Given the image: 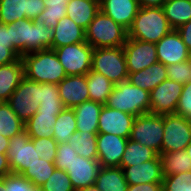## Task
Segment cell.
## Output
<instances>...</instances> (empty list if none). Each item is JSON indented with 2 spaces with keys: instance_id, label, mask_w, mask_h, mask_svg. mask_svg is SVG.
Segmentation results:
<instances>
[{
  "instance_id": "39",
  "label": "cell",
  "mask_w": 191,
  "mask_h": 191,
  "mask_svg": "<svg viewBox=\"0 0 191 191\" xmlns=\"http://www.w3.org/2000/svg\"><path fill=\"white\" fill-rule=\"evenodd\" d=\"M21 56L10 41L7 24L0 22V65L13 63Z\"/></svg>"
},
{
  "instance_id": "49",
  "label": "cell",
  "mask_w": 191,
  "mask_h": 191,
  "mask_svg": "<svg viewBox=\"0 0 191 191\" xmlns=\"http://www.w3.org/2000/svg\"><path fill=\"white\" fill-rule=\"evenodd\" d=\"M9 174H12V171L9 166L7 155L2 154V150H0V177H5Z\"/></svg>"
},
{
  "instance_id": "36",
  "label": "cell",
  "mask_w": 191,
  "mask_h": 191,
  "mask_svg": "<svg viewBox=\"0 0 191 191\" xmlns=\"http://www.w3.org/2000/svg\"><path fill=\"white\" fill-rule=\"evenodd\" d=\"M40 105L37 113H60L65 107L56 84L41 83Z\"/></svg>"
},
{
  "instance_id": "1",
  "label": "cell",
  "mask_w": 191,
  "mask_h": 191,
  "mask_svg": "<svg viewBox=\"0 0 191 191\" xmlns=\"http://www.w3.org/2000/svg\"><path fill=\"white\" fill-rule=\"evenodd\" d=\"M10 41L21 54L34 51L52 49L53 28H46L37 19H19L8 23Z\"/></svg>"
},
{
  "instance_id": "37",
  "label": "cell",
  "mask_w": 191,
  "mask_h": 191,
  "mask_svg": "<svg viewBox=\"0 0 191 191\" xmlns=\"http://www.w3.org/2000/svg\"><path fill=\"white\" fill-rule=\"evenodd\" d=\"M45 9L37 20L43 22L46 28H54L60 19L66 17V7L70 0H43Z\"/></svg>"
},
{
  "instance_id": "47",
  "label": "cell",
  "mask_w": 191,
  "mask_h": 191,
  "mask_svg": "<svg viewBox=\"0 0 191 191\" xmlns=\"http://www.w3.org/2000/svg\"><path fill=\"white\" fill-rule=\"evenodd\" d=\"M176 30L180 34L182 41L191 52V20L188 23L181 25Z\"/></svg>"
},
{
  "instance_id": "55",
  "label": "cell",
  "mask_w": 191,
  "mask_h": 191,
  "mask_svg": "<svg viewBox=\"0 0 191 191\" xmlns=\"http://www.w3.org/2000/svg\"><path fill=\"white\" fill-rule=\"evenodd\" d=\"M89 1H92L96 4H98L99 6L101 5V3L103 2V0H89Z\"/></svg>"
},
{
  "instance_id": "10",
  "label": "cell",
  "mask_w": 191,
  "mask_h": 191,
  "mask_svg": "<svg viewBox=\"0 0 191 191\" xmlns=\"http://www.w3.org/2000/svg\"><path fill=\"white\" fill-rule=\"evenodd\" d=\"M163 128L161 153L185 150L191 142V120L177 114H164Z\"/></svg>"
},
{
  "instance_id": "28",
  "label": "cell",
  "mask_w": 191,
  "mask_h": 191,
  "mask_svg": "<svg viewBox=\"0 0 191 191\" xmlns=\"http://www.w3.org/2000/svg\"><path fill=\"white\" fill-rule=\"evenodd\" d=\"M163 177L191 171V158L185 150L159 154Z\"/></svg>"
},
{
  "instance_id": "18",
  "label": "cell",
  "mask_w": 191,
  "mask_h": 191,
  "mask_svg": "<svg viewBox=\"0 0 191 191\" xmlns=\"http://www.w3.org/2000/svg\"><path fill=\"white\" fill-rule=\"evenodd\" d=\"M100 168L98 159H88L76 155L65 171L76 191L95 185Z\"/></svg>"
},
{
  "instance_id": "51",
  "label": "cell",
  "mask_w": 191,
  "mask_h": 191,
  "mask_svg": "<svg viewBox=\"0 0 191 191\" xmlns=\"http://www.w3.org/2000/svg\"><path fill=\"white\" fill-rule=\"evenodd\" d=\"M9 141H10L9 138H5L0 134V150H2V154H7Z\"/></svg>"
},
{
  "instance_id": "20",
  "label": "cell",
  "mask_w": 191,
  "mask_h": 191,
  "mask_svg": "<svg viewBox=\"0 0 191 191\" xmlns=\"http://www.w3.org/2000/svg\"><path fill=\"white\" fill-rule=\"evenodd\" d=\"M128 185L162 183L163 173L159 155L149 161L130 167H121Z\"/></svg>"
},
{
  "instance_id": "41",
  "label": "cell",
  "mask_w": 191,
  "mask_h": 191,
  "mask_svg": "<svg viewBox=\"0 0 191 191\" xmlns=\"http://www.w3.org/2000/svg\"><path fill=\"white\" fill-rule=\"evenodd\" d=\"M162 191H191V171L163 177Z\"/></svg>"
},
{
  "instance_id": "8",
  "label": "cell",
  "mask_w": 191,
  "mask_h": 191,
  "mask_svg": "<svg viewBox=\"0 0 191 191\" xmlns=\"http://www.w3.org/2000/svg\"><path fill=\"white\" fill-rule=\"evenodd\" d=\"M41 83L24 77L7 101L18 118L26 123L38 111Z\"/></svg>"
},
{
  "instance_id": "53",
  "label": "cell",
  "mask_w": 191,
  "mask_h": 191,
  "mask_svg": "<svg viewBox=\"0 0 191 191\" xmlns=\"http://www.w3.org/2000/svg\"><path fill=\"white\" fill-rule=\"evenodd\" d=\"M0 191H6V176L0 177Z\"/></svg>"
},
{
  "instance_id": "7",
  "label": "cell",
  "mask_w": 191,
  "mask_h": 191,
  "mask_svg": "<svg viewBox=\"0 0 191 191\" xmlns=\"http://www.w3.org/2000/svg\"><path fill=\"white\" fill-rule=\"evenodd\" d=\"M164 115L146 113L135 117L130 140L161 153L164 134Z\"/></svg>"
},
{
  "instance_id": "46",
  "label": "cell",
  "mask_w": 191,
  "mask_h": 191,
  "mask_svg": "<svg viewBox=\"0 0 191 191\" xmlns=\"http://www.w3.org/2000/svg\"><path fill=\"white\" fill-rule=\"evenodd\" d=\"M175 114L191 120V80L183 84Z\"/></svg>"
},
{
  "instance_id": "25",
  "label": "cell",
  "mask_w": 191,
  "mask_h": 191,
  "mask_svg": "<svg viewBox=\"0 0 191 191\" xmlns=\"http://www.w3.org/2000/svg\"><path fill=\"white\" fill-rule=\"evenodd\" d=\"M103 104L87 100L73 108L79 132H98V121Z\"/></svg>"
},
{
  "instance_id": "31",
  "label": "cell",
  "mask_w": 191,
  "mask_h": 191,
  "mask_svg": "<svg viewBox=\"0 0 191 191\" xmlns=\"http://www.w3.org/2000/svg\"><path fill=\"white\" fill-rule=\"evenodd\" d=\"M97 134L98 132H79L75 131L68 143L70 147L75 148L77 155L88 158L98 159L97 153Z\"/></svg>"
},
{
  "instance_id": "38",
  "label": "cell",
  "mask_w": 191,
  "mask_h": 191,
  "mask_svg": "<svg viewBox=\"0 0 191 191\" xmlns=\"http://www.w3.org/2000/svg\"><path fill=\"white\" fill-rule=\"evenodd\" d=\"M53 162L39 158V161L29 166L21 175L27 178L33 186L40 188L54 173L56 167Z\"/></svg>"
},
{
  "instance_id": "33",
  "label": "cell",
  "mask_w": 191,
  "mask_h": 191,
  "mask_svg": "<svg viewBox=\"0 0 191 191\" xmlns=\"http://www.w3.org/2000/svg\"><path fill=\"white\" fill-rule=\"evenodd\" d=\"M158 155L159 154L155 150L128 139L120 167L137 165L152 160Z\"/></svg>"
},
{
  "instance_id": "6",
  "label": "cell",
  "mask_w": 191,
  "mask_h": 191,
  "mask_svg": "<svg viewBox=\"0 0 191 191\" xmlns=\"http://www.w3.org/2000/svg\"><path fill=\"white\" fill-rule=\"evenodd\" d=\"M91 71L103 74L114 84L128 80L123 46L94 48Z\"/></svg>"
},
{
  "instance_id": "54",
  "label": "cell",
  "mask_w": 191,
  "mask_h": 191,
  "mask_svg": "<svg viewBox=\"0 0 191 191\" xmlns=\"http://www.w3.org/2000/svg\"><path fill=\"white\" fill-rule=\"evenodd\" d=\"M185 151L187 152L188 156L191 158V142L187 145Z\"/></svg>"
},
{
  "instance_id": "52",
  "label": "cell",
  "mask_w": 191,
  "mask_h": 191,
  "mask_svg": "<svg viewBox=\"0 0 191 191\" xmlns=\"http://www.w3.org/2000/svg\"><path fill=\"white\" fill-rule=\"evenodd\" d=\"M76 191H101L99 190L96 185H92V186H87L85 188H81V189H78Z\"/></svg>"
},
{
  "instance_id": "9",
  "label": "cell",
  "mask_w": 191,
  "mask_h": 191,
  "mask_svg": "<svg viewBox=\"0 0 191 191\" xmlns=\"http://www.w3.org/2000/svg\"><path fill=\"white\" fill-rule=\"evenodd\" d=\"M67 76L87 75L91 71L94 48L85 42L54 49Z\"/></svg>"
},
{
  "instance_id": "48",
  "label": "cell",
  "mask_w": 191,
  "mask_h": 191,
  "mask_svg": "<svg viewBox=\"0 0 191 191\" xmlns=\"http://www.w3.org/2000/svg\"><path fill=\"white\" fill-rule=\"evenodd\" d=\"M127 191H162V183L128 185Z\"/></svg>"
},
{
  "instance_id": "11",
  "label": "cell",
  "mask_w": 191,
  "mask_h": 191,
  "mask_svg": "<svg viewBox=\"0 0 191 191\" xmlns=\"http://www.w3.org/2000/svg\"><path fill=\"white\" fill-rule=\"evenodd\" d=\"M6 155L12 173L18 175H21L40 158L26 130L10 139Z\"/></svg>"
},
{
  "instance_id": "44",
  "label": "cell",
  "mask_w": 191,
  "mask_h": 191,
  "mask_svg": "<svg viewBox=\"0 0 191 191\" xmlns=\"http://www.w3.org/2000/svg\"><path fill=\"white\" fill-rule=\"evenodd\" d=\"M77 155L75 148L70 147L69 143H59L57 147V155L54 159L56 169L66 170L72 160Z\"/></svg>"
},
{
  "instance_id": "34",
  "label": "cell",
  "mask_w": 191,
  "mask_h": 191,
  "mask_svg": "<svg viewBox=\"0 0 191 191\" xmlns=\"http://www.w3.org/2000/svg\"><path fill=\"white\" fill-rule=\"evenodd\" d=\"M77 131L73 108H64L57 116L53 127V138L57 143H66L71 135Z\"/></svg>"
},
{
  "instance_id": "40",
  "label": "cell",
  "mask_w": 191,
  "mask_h": 191,
  "mask_svg": "<svg viewBox=\"0 0 191 191\" xmlns=\"http://www.w3.org/2000/svg\"><path fill=\"white\" fill-rule=\"evenodd\" d=\"M41 191H75L66 171L55 169L50 178L40 187Z\"/></svg>"
},
{
  "instance_id": "17",
  "label": "cell",
  "mask_w": 191,
  "mask_h": 191,
  "mask_svg": "<svg viewBox=\"0 0 191 191\" xmlns=\"http://www.w3.org/2000/svg\"><path fill=\"white\" fill-rule=\"evenodd\" d=\"M135 116L103 105L98 121V133L130 138Z\"/></svg>"
},
{
  "instance_id": "4",
  "label": "cell",
  "mask_w": 191,
  "mask_h": 191,
  "mask_svg": "<svg viewBox=\"0 0 191 191\" xmlns=\"http://www.w3.org/2000/svg\"><path fill=\"white\" fill-rule=\"evenodd\" d=\"M105 105L137 117L149 113L150 92L126 80L115 84Z\"/></svg>"
},
{
  "instance_id": "3",
  "label": "cell",
  "mask_w": 191,
  "mask_h": 191,
  "mask_svg": "<svg viewBox=\"0 0 191 191\" xmlns=\"http://www.w3.org/2000/svg\"><path fill=\"white\" fill-rule=\"evenodd\" d=\"M172 30L162 7H140L127 37L156 44Z\"/></svg>"
},
{
  "instance_id": "50",
  "label": "cell",
  "mask_w": 191,
  "mask_h": 191,
  "mask_svg": "<svg viewBox=\"0 0 191 191\" xmlns=\"http://www.w3.org/2000/svg\"><path fill=\"white\" fill-rule=\"evenodd\" d=\"M140 7H163L165 0H138Z\"/></svg>"
},
{
  "instance_id": "32",
  "label": "cell",
  "mask_w": 191,
  "mask_h": 191,
  "mask_svg": "<svg viewBox=\"0 0 191 191\" xmlns=\"http://www.w3.org/2000/svg\"><path fill=\"white\" fill-rule=\"evenodd\" d=\"M162 8L173 29H177L191 20V0L165 2Z\"/></svg>"
},
{
  "instance_id": "30",
  "label": "cell",
  "mask_w": 191,
  "mask_h": 191,
  "mask_svg": "<svg viewBox=\"0 0 191 191\" xmlns=\"http://www.w3.org/2000/svg\"><path fill=\"white\" fill-rule=\"evenodd\" d=\"M114 86L115 84L103 74L95 71H90L87 74V87L91 101L105 105Z\"/></svg>"
},
{
  "instance_id": "29",
  "label": "cell",
  "mask_w": 191,
  "mask_h": 191,
  "mask_svg": "<svg viewBox=\"0 0 191 191\" xmlns=\"http://www.w3.org/2000/svg\"><path fill=\"white\" fill-rule=\"evenodd\" d=\"M59 113H36L26 123L30 138H53V127Z\"/></svg>"
},
{
  "instance_id": "13",
  "label": "cell",
  "mask_w": 191,
  "mask_h": 191,
  "mask_svg": "<svg viewBox=\"0 0 191 191\" xmlns=\"http://www.w3.org/2000/svg\"><path fill=\"white\" fill-rule=\"evenodd\" d=\"M123 51L128 73L146 69L158 62L155 43L127 37Z\"/></svg>"
},
{
  "instance_id": "35",
  "label": "cell",
  "mask_w": 191,
  "mask_h": 191,
  "mask_svg": "<svg viewBox=\"0 0 191 191\" xmlns=\"http://www.w3.org/2000/svg\"><path fill=\"white\" fill-rule=\"evenodd\" d=\"M23 130H25V123L18 118L7 102H2L0 104V134L12 139Z\"/></svg>"
},
{
  "instance_id": "21",
  "label": "cell",
  "mask_w": 191,
  "mask_h": 191,
  "mask_svg": "<svg viewBox=\"0 0 191 191\" xmlns=\"http://www.w3.org/2000/svg\"><path fill=\"white\" fill-rule=\"evenodd\" d=\"M140 6L138 0H103L100 10L127 31L131 27Z\"/></svg>"
},
{
  "instance_id": "14",
  "label": "cell",
  "mask_w": 191,
  "mask_h": 191,
  "mask_svg": "<svg viewBox=\"0 0 191 191\" xmlns=\"http://www.w3.org/2000/svg\"><path fill=\"white\" fill-rule=\"evenodd\" d=\"M43 0H0V22L13 23L19 19H37L45 9Z\"/></svg>"
},
{
  "instance_id": "26",
  "label": "cell",
  "mask_w": 191,
  "mask_h": 191,
  "mask_svg": "<svg viewBox=\"0 0 191 191\" xmlns=\"http://www.w3.org/2000/svg\"><path fill=\"white\" fill-rule=\"evenodd\" d=\"M100 6L89 0H70L66 7V16L83 29H87Z\"/></svg>"
},
{
  "instance_id": "43",
  "label": "cell",
  "mask_w": 191,
  "mask_h": 191,
  "mask_svg": "<svg viewBox=\"0 0 191 191\" xmlns=\"http://www.w3.org/2000/svg\"><path fill=\"white\" fill-rule=\"evenodd\" d=\"M169 80L186 84L191 80V59L166 66Z\"/></svg>"
},
{
  "instance_id": "42",
  "label": "cell",
  "mask_w": 191,
  "mask_h": 191,
  "mask_svg": "<svg viewBox=\"0 0 191 191\" xmlns=\"http://www.w3.org/2000/svg\"><path fill=\"white\" fill-rule=\"evenodd\" d=\"M35 151L41 159L54 161L57 155L58 143L54 138H31Z\"/></svg>"
},
{
  "instance_id": "15",
  "label": "cell",
  "mask_w": 191,
  "mask_h": 191,
  "mask_svg": "<svg viewBox=\"0 0 191 191\" xmlns=\"http://www.w3.org/2000/svg\"><path fill=\"white\" fill-rule=\"evenodd\" d=\"M155 46L158 62L165 66L191 59V52L176 29L161 38Z\"/></svg>"
},
{
  "instance_id": "2",
  "label": "cell",
  "mask_w": 191,
  "mask_h": 191,
  "mask_svg": "<svg viewBox=\"0 0 191 191\" xmlns=\"http://www.w3.org/2000/svg\"><path fill=\"white\" fill-rule=\"evenodd\" d=\"M24 74L38 83L58 84L67 75L54 49H44L23 54Z\"/></svg>"
},
{
  "instance_id": "27",
  "label": "cell",
  "mask_w": 191,
  "mask_h": 191,
  "mask_svg": "<svg viewBox=\"0 0 191 191\" xmlns=\"http://www.w3.org/2000/svg\"><path fill=\"white\" fill-rule=\"evenodd\" d=\"M101 191H127L128 183L121 167H102L95 181Z\"/></svg>"
},
{
  "instance_id": "22",
  "label": "cell",
  "mask_w": 191,
  "mask_h": 191,
  "mask_svg": "<svg viewBox=\"0 0 191 191\" xmlns=\"http://www.w3.org/2000/svg\"><path fill=\"white\" fill-rule=\"evenodd\" d=\"M86 41L85 29L69 17H63L53 28L52 49Z\"/></svg>"
},
{
  "instance_id": "19",
  "label": "cell",
  "mask_w": 191,
  "mask_h": 191,
  "mask_svg": "<svg viewBox=\"0 0 191 191\" xmlns=\"http://www.w3.org/2000/svg\"><path fill=\"white\" fill-rule=\"evenodd\" d=\"M57 87L65 108H74L90 100L87 75L66 76L57 84Z\"/></svg>"
},
{
  "instance_id": "16",
  "label": "cell",
  "mask_w": 191,
  "mask_h": 191,
  "mask_svg": "<svg viewBox=\"0 0 191 191\" xmlns=\"http://www.w3.org/2000/svg\"><path fill=\"white\" fill-rule=\"evenodd\" d=\"M129 138L109 133L97 134L98 161L102 167H120Z\"/></svg>"
},
{
  "instance_id": "45",
  "label": "cell",
  "mask_w": 191,
  "mask_h": 191,
  "mask_svg": "<svg viewBox=\"0 0 191 191\" xmlns=\"http://www.w3.org/2000/svg\"><path fill=\"white\" fill-rule=\"evenodd\" d=\"M6 191H41L33 186L27 178L18 174L6 175Z\"/></svg>"
},
{
  "instance_id": "5",
  "label": "cell",
  "mask_w": 191,
  "mask_h": 191,
  "mask_svg": "<svg viewBox=\"0 0 191 191\" xmlns=\"http://www.w3.org/2000/svg\"><path fill=\"white\" fill-rule=\"evenodd\" d=\"M85 33L86 42L93 48L123 46L127 39V30L101 10L97 12Z\"/></svg>"
},
{
  "instance_id": "23",
  "label": "cell",
  "mask_w": 191,
  "mask_h": 191,
  "mask_svg": "<svg viewBox=\"0 0 191 191\" xmlns=\"http://www.w3.org/2000/svg\"><path fill=\"white\" fill-rule=\"evenodd\" d=\"M25 77L24 64L21 57L9 64L0 65V99L7 102Z\"/></svg>"
},
{
  "instance_id": "24",
  "label": "cell",
  "mask_w": 191,
  "mask_h": 191,
  "mask_svg": "<svg viewBox=\"0 0 191 191\" xmlns=\"http://www.w3.org/2000/svg\"><path fill=\"white\" fill-rule=\"evenodd\" d=\"M128 74V81L132 85L149 92L168 79L167 68L160 62L150 65L146 69Z\"/></svg>"
},
{
  "instance_id": "12",
  "label": "cell",
  "mask_w": 191,
  "mask_h": 191,
  "mask_svg": "<svg viewBox=\"0 0 191 191\" xmlns=\"http://www.w3.org/2000/svg\"><path fill=\"white\" fill-rule=\"evenodd\" d=\"M183 84L169 79L164 80L150 91L151 114H175L182 93Z\"/></svg>"
}]
</instances>
